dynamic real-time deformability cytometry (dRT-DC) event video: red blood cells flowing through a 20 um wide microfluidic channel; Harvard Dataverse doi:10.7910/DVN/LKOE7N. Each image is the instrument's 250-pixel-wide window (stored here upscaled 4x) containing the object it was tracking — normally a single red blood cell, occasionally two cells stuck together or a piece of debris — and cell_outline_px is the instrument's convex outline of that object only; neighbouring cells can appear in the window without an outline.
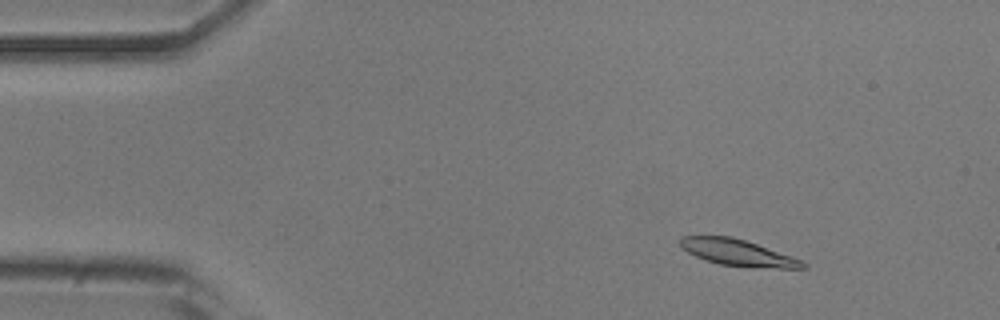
{"species": "common noctule bat (a hibernating species)", "species_latin": "Nyctalus noctula", "temperature_condition": "room temperature", "stored_images_in_passage": 52, "camera_frame_rate_fps": 3000, "um_per_image_px": 0.085, "animal": {"sex": "male", "body_mass_g": 20.5, "forearm_length_mm": 52.5}, "frame": {"image": 1, "passage_image": 7, "time_ms": 2.0, "image_size_px": [1000, 320], "cell_outline_px": [[808, 268], [752, 268], [720, 264], [696, 256], [688, 252], [680, 244], [680, 236], [732, 236], [792, 256], [808, 264]], "centroid_in_image_um": [62.75, 21.48], "position_along_channel_um": 22.2, "area_um2": 18.67}}
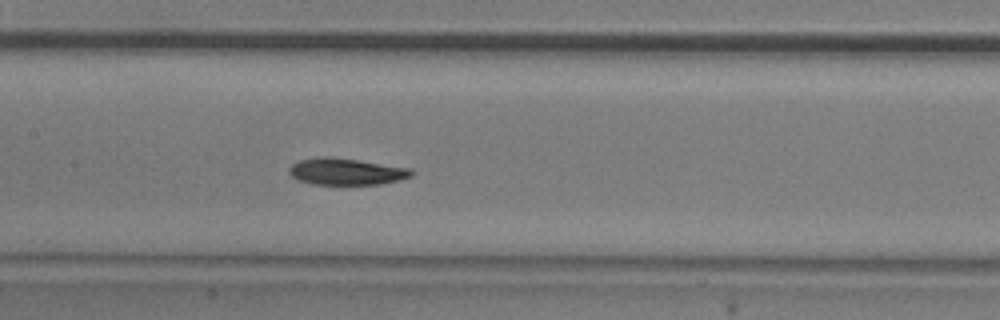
{"frame": {"image": 2, "passage_image": 25, "time_ms": 8.0, "image_size_px": [1000, 320], "cell_outline_px": [[416, 172], [412, 176], [380, 184], [312, 184], [300, 180], [292, 176], [288, 172], [288, 168], [292, 164], [300, 160], [320, 156], [328, 156], [360, 160], [412, 168]], "centroid_in_image_um": [29.45, 14.57], "position_along_channel_um": 178.0, "area_um2": 19.07}}
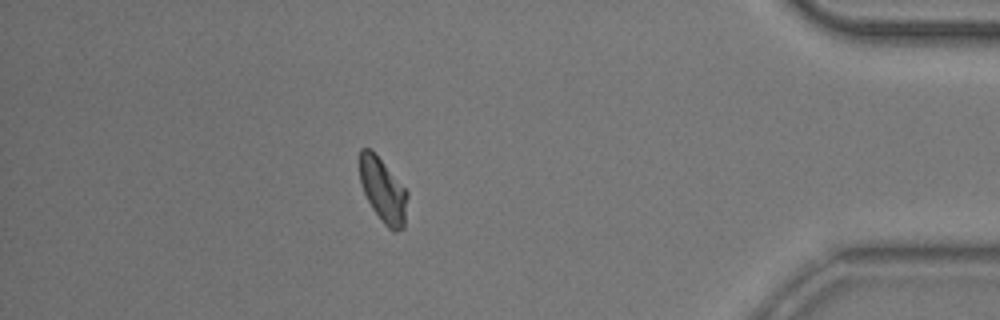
{"frame": {"image": 3, "passage_image": 46, "time_ms": 15.0, "image_size_px": [1000, 320], "cell_outline_px": [[408, 196], [404, 228], [396, 232], [392, 232], [384, 224], [372, 208], [364, 192], [360, 180], [360, 148], [372, 148], [408, 192]], "centroid_in_image_um": [32.57, 16.18], "position_along_channel_um": 402.6, "area_um2": 17.92}, "authors_computed_cell_mechanics": {"area_um2": 18.9584, "velocity_mm_per_s": 3.8383, "shape_relaxation_time_tau1_ms": 3.2005, "shape_relaxation_time_tau2_ms": 3.8203, "deformation_change_tau1": 0.1062, "deformation_change_tau2": 0.0881}}